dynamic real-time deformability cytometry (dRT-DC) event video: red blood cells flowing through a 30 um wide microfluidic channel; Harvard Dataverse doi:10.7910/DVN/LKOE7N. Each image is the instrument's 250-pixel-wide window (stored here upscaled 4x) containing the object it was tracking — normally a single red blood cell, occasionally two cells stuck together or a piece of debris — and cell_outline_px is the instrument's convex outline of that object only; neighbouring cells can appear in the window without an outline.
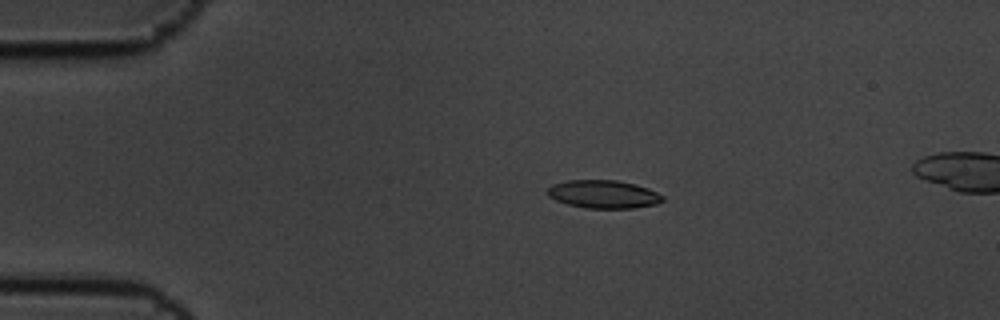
{"species": "common noctule bat (a hibernating species)", "species_latin": "Nyctalus noctula", "temperature_condition": "cold", "stored_images_in_passage": 10, "camera_frame_rate_fps": 3000, "um_per_image_px": 0.085, "animal": {"sex": "male", "body_mass_g": 19.5, "forearm_length_mm": 54.6}, "frame": {"image": 1, "passage_image": 4, "time_ms": 1.0, "image_size_px": [1000, 320], "cell_outline_px": [[664, 200], [656, 204], [632, 208], [584, 208], [568, 204], [556, 200], [548, 196], [548, 188], [552, 184], [568, 180], [616, 180], [648, 188], [664, 196]], "centroid_in_image_um": [51.28, 16.51], "position_along_channel_um": 33.7, "area_um2": 18.73}}
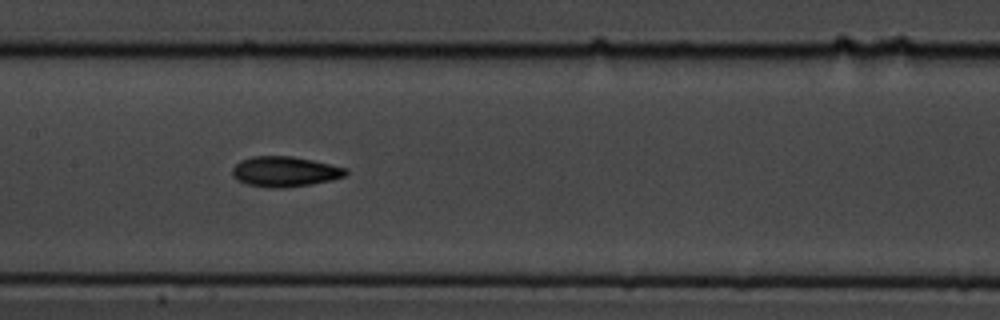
{"frame": {"image": 2, "passage_image": 9, "time_ms": 2.667, "image_size_px": [1000, 320], "cell_outline_px": [[348, 172], [344, 176], [332, 180], [312, 184], [284, 188], [272, 188], [248, 184], [236, 180], [232, 176], [232, 168], [240, 160], [252, 156], [292, 156], [312, 160], [348, 168]], "centroid_in_image_um": [24.2, 14.58], "position_along_channel_um": 183.2, "area_um2": 20.11}}
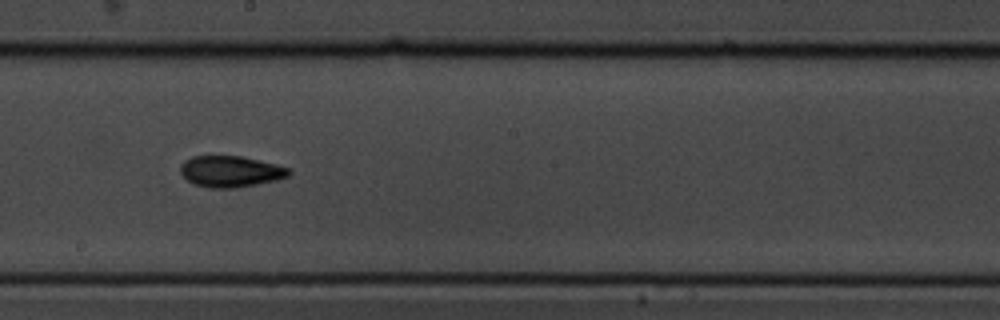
{"frame": {"image": 3, "passage_image": 10, "time_ms": 3.0, "image_size_px": [1000, 320], "cell_outline_px": [[292, 172], [288, 176], [276, 180], [236, 188], [212, 188], [196, 184], [188, 180], [180, 172], [180, 164], [184, 160], [192, 156], [240, 156], [260, 160], [276, 164], [288, 168]], "centroid_in_image_um": [19.59, 14.56], "position_along_channel_um": 228.6, "area_um2": 19.65}}